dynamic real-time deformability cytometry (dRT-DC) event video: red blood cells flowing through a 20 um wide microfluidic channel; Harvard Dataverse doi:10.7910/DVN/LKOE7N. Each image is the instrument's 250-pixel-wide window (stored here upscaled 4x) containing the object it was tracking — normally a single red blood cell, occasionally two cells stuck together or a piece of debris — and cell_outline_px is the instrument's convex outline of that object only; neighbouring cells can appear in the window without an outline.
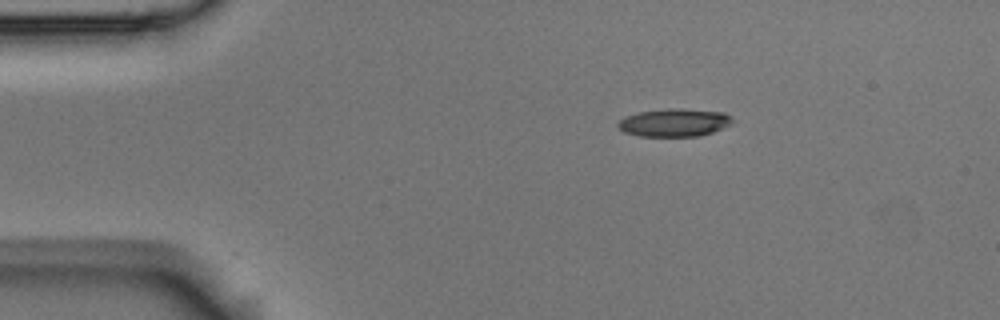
{"species": "Egyptian fruit bat (a non-hibernating species)", "species_latin": "Rousettus aegyptiacus", "temperature_condition": "room temperature", "stored_images_in_passage": 3, "camera_frame_rate_fps": 3000, "um_per_image_px": 0.085, "animal": {"sex": "male"}, "frame": {"image": 1, "passage_image": 1, "time_ms": 0.0, "image_size_px": [1000, 320], "cell_outline_px": [[732, 124], [712, 132], [700, 136], [640, 136], [624, 132], [616, 124], [624, 116], [640, 112], [668, 108], [684, 108], [724, 112], [732, 116]], "centroid_in_image_um": [57.33, 10.41], "position_along_channel_um": 27.7, "area_um2": 18.73}}
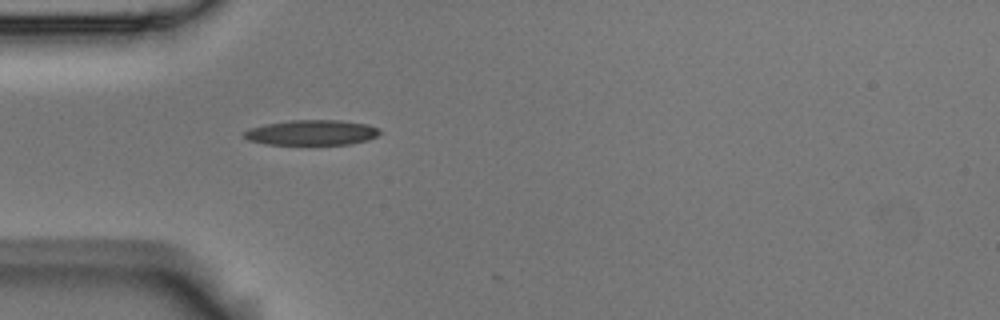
{"frame": {"image": 2, "passage_image": 3, "time_ms": 0.667, "image_size_px": [1000, 320], "cell_outline_px": [[380, 132], [376, 136], [368, 140], [348, 144], [264, 144], [248, 140], [244, 136], [244, 132], [252, 128], [264, 124], [288, 120], [340, 120], [368, 124], [380, 128]], "centroid_in_image_um": [26.51, 11.26], "position_along_channel_um": 58.5, "area_um2": 19.88}}